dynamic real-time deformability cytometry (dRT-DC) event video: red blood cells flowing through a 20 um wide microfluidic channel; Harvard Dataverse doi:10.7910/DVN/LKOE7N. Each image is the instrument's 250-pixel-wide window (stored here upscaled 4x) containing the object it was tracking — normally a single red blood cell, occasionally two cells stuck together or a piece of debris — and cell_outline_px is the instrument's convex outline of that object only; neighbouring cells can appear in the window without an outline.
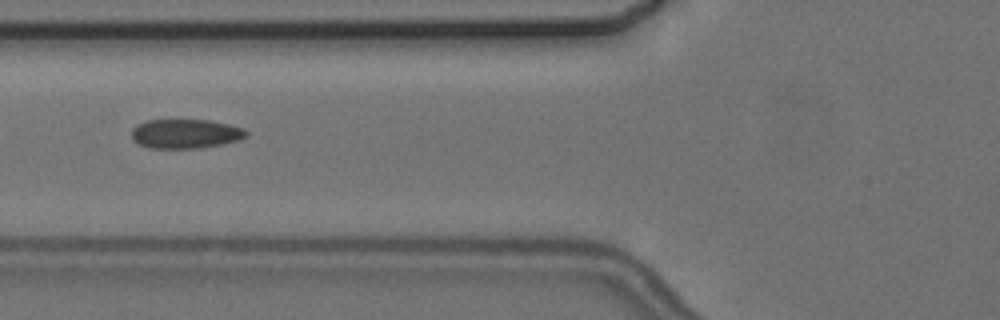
{"species": "common noctule bat (a hibernating species)", "species_latin": "Nyctalus noctula", "temperature_condition": "cold", "stored_images_in_passage": 8, "camera_frame_rate_fps": 3000, "um_per_image_px": 0.085, "animal": {"sex": "female", "body_mass_g": 24.6, "forearm_length_mm": 56.2}, "frame": {"image": 1, "passage_image": 6, "time_ms": 6.0, "image_size_px": [1000, 320], "cell_outline_px": [[248, 136], [240, 140], [200, 148], [148, 148], [132, 140], [132, 128], [136, 124], [148, 120], [208, 120], [228, 124], [244, 128], [248, 132]], "centroid_in_image_um": [15.77, 11.37], "position_along_channel_um": 110.0, "area_um2": 19.65}}
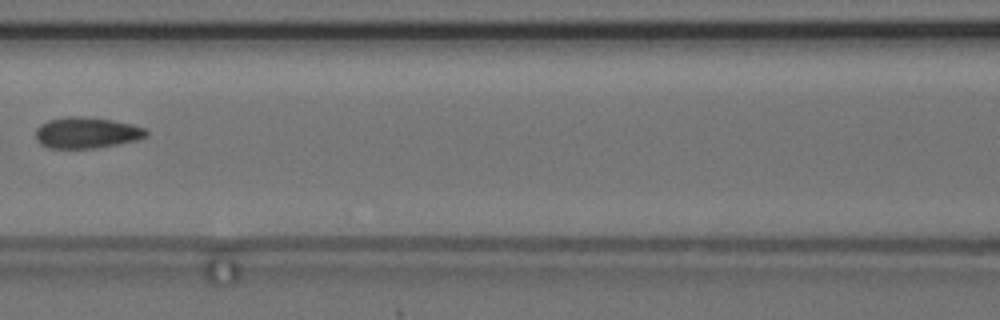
{"frame": {"image": 2, "passage_image": 7, "time_ms": 7.333, "image_size_px": [1000, 320], "cell_outline_px": [[148, 136], [136, 140], [96, 148], [48, 148], [40, 144], [36, 140], [36, 128], [40, 124], [48, 120], [68, 116], [84, 116], [112, 120], [132, 124], [144, 128], [148, 132]], "centroid_in_image_um": [7.34, 11.28], "position_along_channel_um": 159.3, "area_um2": 20.11}}